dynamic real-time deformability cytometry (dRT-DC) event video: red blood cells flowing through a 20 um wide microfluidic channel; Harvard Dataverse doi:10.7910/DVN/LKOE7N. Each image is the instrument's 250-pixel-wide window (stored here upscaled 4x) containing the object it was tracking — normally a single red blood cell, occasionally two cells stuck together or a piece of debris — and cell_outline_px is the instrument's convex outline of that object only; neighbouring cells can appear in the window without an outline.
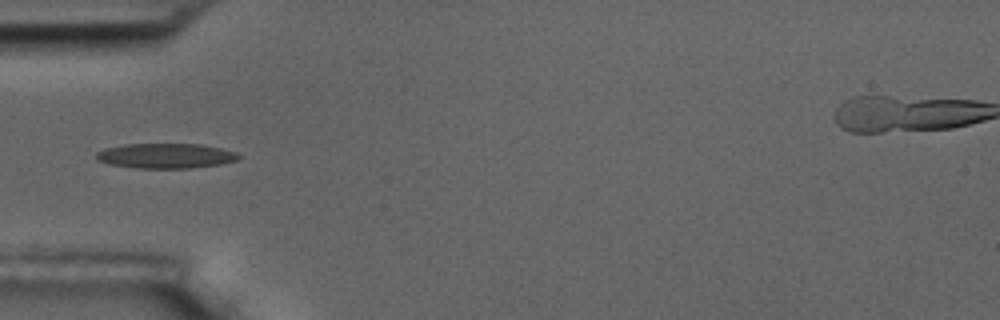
{"species": "common noctule bat (a hibernating species)", "species_latin": "Nyctalus noctula", "temperature_condition": "room temperature", "stored_images_in_passage": 16, "camera_frame_rate_fps": 3000, "um_per_image_px": 0.085, "animal": {"sex": "male", "body_mass_g": 17.5, "forearm_length_mm": 52.3}, "frame": {"image": 1, "passage_image": 5, "time_ms": 5.667, "image_size_px": [1000, 320], "cell_outline_px": [[240, 160], [220, 164], [188, 168], [136, 168], [108, 164], [96, 160], [96, 152], [104, 148], [124, 144], [200, 144], [220, 148], [236, 152], [240, 156]], "centroid_in_image_um": [14.06, 13.24], "position_along_channel_um": 70.9, "area_um2": 20.81}}
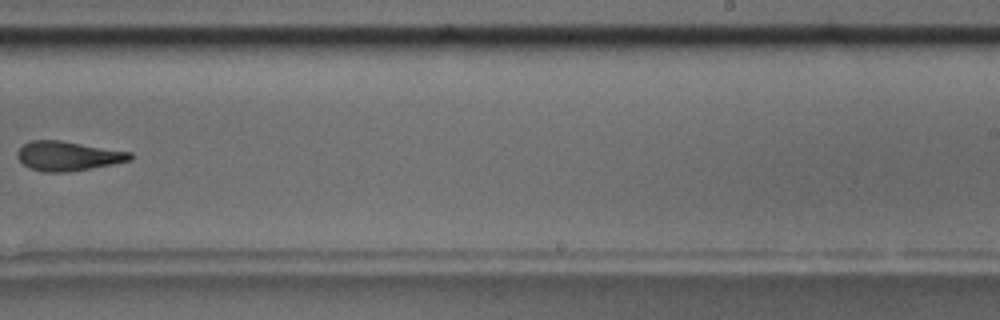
{"frame": {"image": 2, "passage_image": 10, "time_ms": 11.667, "image_size_px": [1000, 320], "cell_outline_px": [[132, 160], [112, 164], [64, 172], [44, 172], [28, 168], [16, 156], [16, 152], [24, 144], [32, 140], [60, 140], [132, 152]], "centroid_in_image_um": [5.76, 13.25], "position_along_channel_um": 283.2, "area_um2": 19.19}}
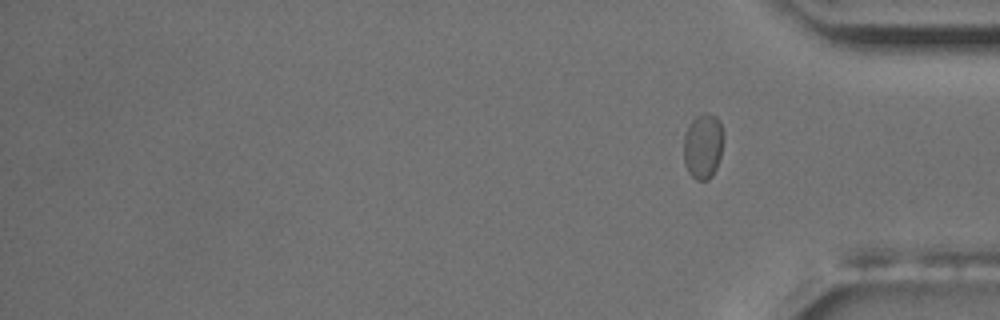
{"frame": {"image": 3, "passage_image": 16, "time_ms": 19.667, "image_size_px": [1000, 320], "cell_outline_px": [[724, 136], [720, 156], [716, 168], [712, 176], [708, 180], [696, 180], [688, 172], [684, 164], [684, 136], [688, 124], [696, 116], [704, 112], [708, 112], [716, 116], [720, 120]], "centroid_in_image_um": [59.76, 12.39], "position_along_channel_um": 375.4, "area_um2": 15.43}, "authors_computed_cell_mechanics": {"area_um2": 19.1318, "velocity_mm_per_s": 3.5369, "shape_relaxation_time_tau1_ms": 3.6159, "shape_relaxation_time_tau2_ms": null, "deformation_change_tau1": 0.1369, "deformation_change_tau2": null}}